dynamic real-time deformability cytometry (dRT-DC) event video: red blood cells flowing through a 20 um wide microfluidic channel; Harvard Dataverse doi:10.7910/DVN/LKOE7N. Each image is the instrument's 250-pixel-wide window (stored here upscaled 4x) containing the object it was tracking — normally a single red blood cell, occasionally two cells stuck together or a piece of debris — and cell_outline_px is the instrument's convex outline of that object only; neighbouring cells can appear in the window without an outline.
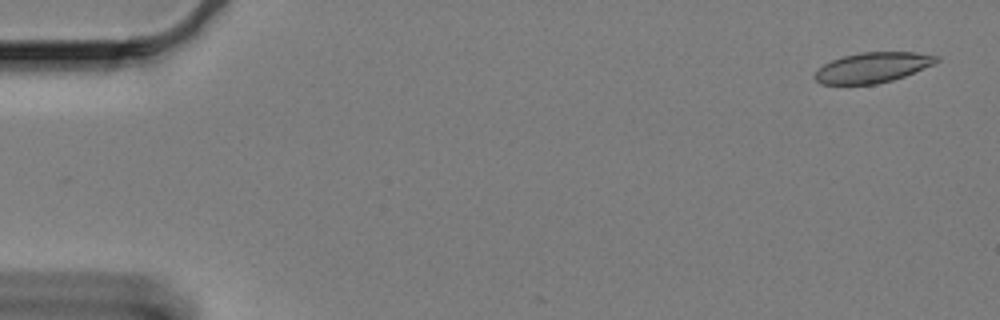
{"species": "Egyptian fruit bat (a non-hibernating species)", "species_latin": "Rousettus aegyptiacus", "temperature_condition": "cold", "stored_images_in_passage": 8, "camera_frame_rate_fps": 3000, "um_per_image_px": 0.085, "animal": {"sex": "female"}, "frame": {"image": 1, "passage_image": 2, "time_ms": 0.333, "image_size_px": [1000, 320], "cell_outline_px": [[940, 60], [932, 64], [904, 76], [892, 80], [876, 84], [820, 84], [812, 76], [824, 64], [832, 60], [844, 56], [860, 52], [916, 52], [940, 56]], "centroid_in_image_um": [74.16, 5.73], "position_along_channel_um": 10.8, "area_um2": 21.27}}